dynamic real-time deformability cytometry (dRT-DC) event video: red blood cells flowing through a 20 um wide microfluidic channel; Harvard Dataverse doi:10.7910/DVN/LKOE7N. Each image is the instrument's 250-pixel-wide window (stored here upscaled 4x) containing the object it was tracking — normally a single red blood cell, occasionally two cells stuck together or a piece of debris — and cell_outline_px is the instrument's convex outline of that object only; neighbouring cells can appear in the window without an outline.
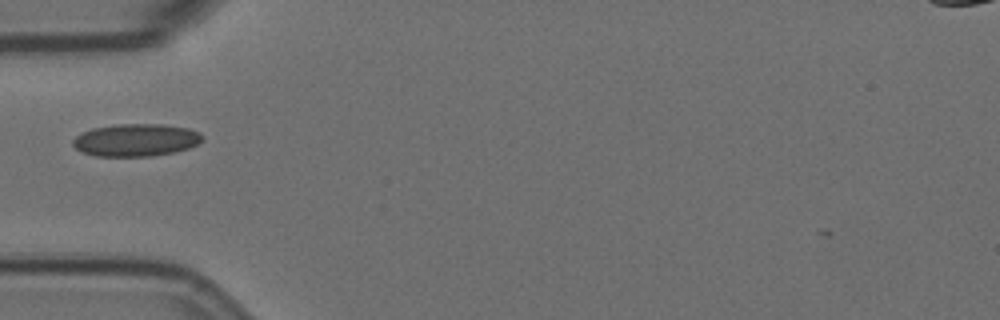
{"species": "Egyptian fruit bat (a non-hibernating species)", "species_latin": "Rousettus aegyptiacus", "temperature_condition": "room temperature", "stored_images_in_passage": 39, "camera_frame_rate_fps": 3000, "um_per_image_px": 0.085, "animal": {"sex": "female"}, "frame": {"image": 1, "passage_image": 1, "time_ms": 0.0, "image_size_px": [1000, 320], "cell_outline_px": [[204, 140], [188, 148], [172, 152], [148, 156], [96, 156], [80, 152], [72, 144], [72, 140], [76, 136], [92, 128], [116, 124], [160, 124], [188, 128], [200, 132], [204, 136]], "centroid_in_image_um": [11.54, 11.9], "position_along_channel_um": 73.5, "area_um2": 24.51}}
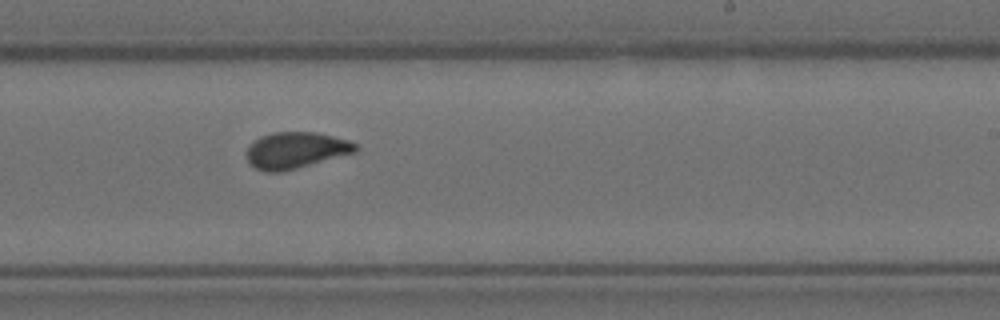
{"frame": {"image": 2, "passage_image": 17, "time_ms": 5.333, "image_size_px": [1000, 320], "cell_outline_px": [[360, 148], [356, 152], [296, 168], [280, 172], [264, 172], [256, 168], [248, 160], [248, 148], [260, 136], [272, 132], [316, 132], [348, 140], [356, 144]], "centroid_in_image_um": [25.17, 12.76], "position_along_channel_um": 263.8, "area_um2": 22.77}}
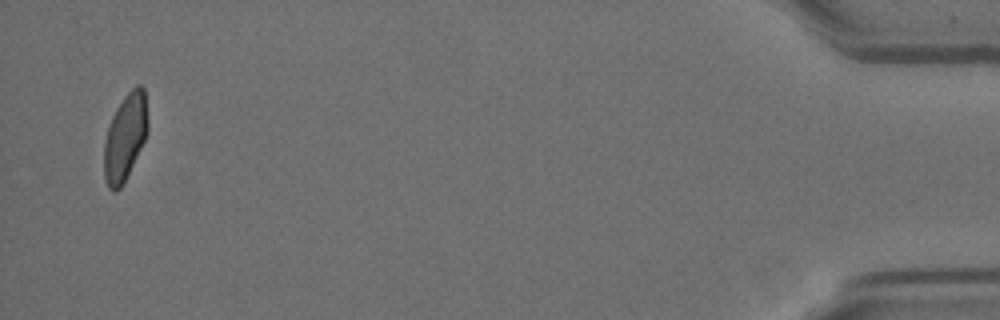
{"frame": {"image": 3, "passage_image": 38, "time_ms": 12.333, "image_size_px": [1000, 320], "cell_outline_px": [[148, 132], [124, 184], [116, 192], [112, 192], [108, 188], [104, 176], [104, 140], [112, 116], [116, 108], [124, 96], [136, 84], [140, 84], [144, 88], [148, 120]], "centroid_in_image_um": [10.63, 11.67], "position_along_channel_um": 424.6, "area_um2": 22.31}}